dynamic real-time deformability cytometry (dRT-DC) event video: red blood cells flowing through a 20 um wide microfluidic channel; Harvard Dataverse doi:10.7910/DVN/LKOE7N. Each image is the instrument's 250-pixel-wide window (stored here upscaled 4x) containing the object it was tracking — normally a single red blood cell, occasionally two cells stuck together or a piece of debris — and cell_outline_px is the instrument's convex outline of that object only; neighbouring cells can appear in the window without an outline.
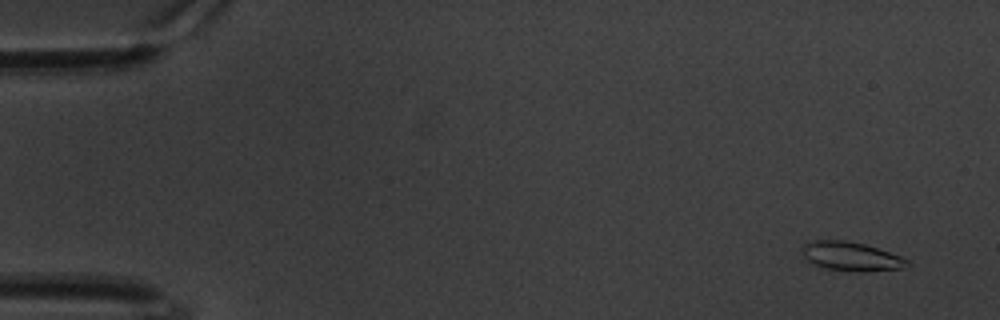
{"species": "common noctule bat (a hibernating species)", "species_latin": "Nyctalus noctula", "temperature_condition": "warm", "stored_images_in_passage": 60, "camera_frame_rate_fps": 3000, "um_per_image_px": 0.085, "animal": {"sex": "male", "body_mass_g": 20.1, "forearm_length_mm": 53.5}, "frame": {"image": 1, "passage_image": 2, "time_ms": 0.333, "image_size_px": [1000, 320], "cell_outline_px": [[912, 264], [904, 268], [860, 272], [856, 272], [828, 268], [812, 264], [804, 256], [804, 244], [816, 240], [844, 240], [864, 244], [900, 256], [908, 260]], "centroid_in_image_um": [72.39, 21.8], "position_along_channel_um": 12.6, "area_um2": 17.46}}
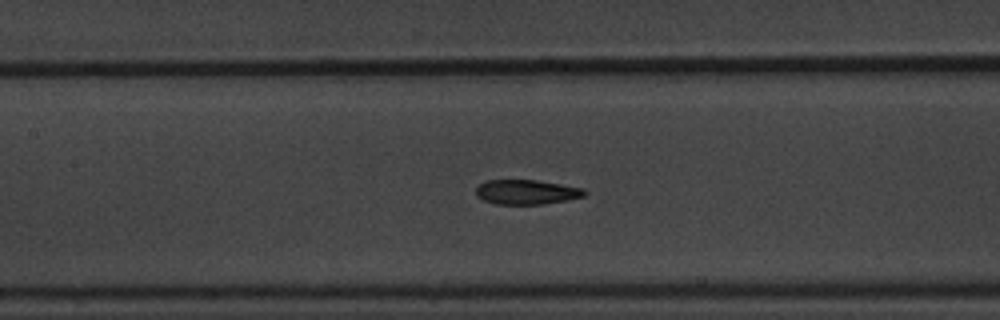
{"frame": {"image": 2, "passage_image": 27, "time_ms": 8.667, "image_size_px": [1000, 320], "cell_outline_px": [[588, 192], [584, 196], [544, 204], [496, 204], [484, 200], [476, 196], [476, 188], [484, 180], [536, 180], [584, 188]], "centroid_in_image_um": [44.74, 16.32], "position_along_channel_um": 162.7, "area_um2": 15.55}}
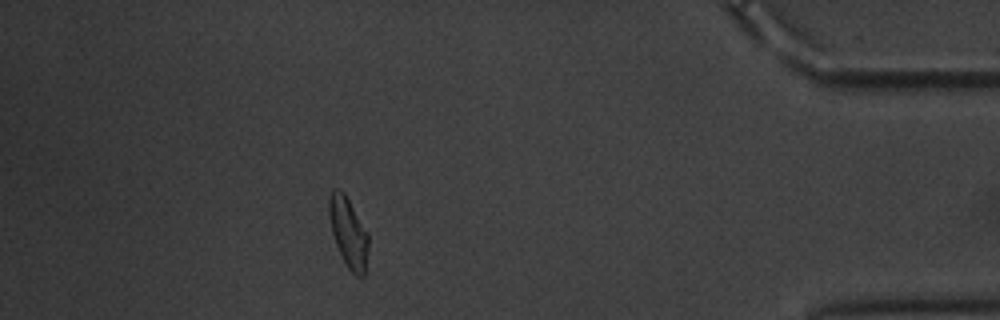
{"frame": {"image": 3, "passage_image": 53, "time_ms": 17.333, "image_size_px": [1000, 320], "cell_outline_px": [[368, 248], [364, 276], [356, 276], [348, 268], [336, 244], [332, 232], [328, 216], [328, 200], [332, 188], [340, 188], [344, 192], [368, 232]], "centroid_in_image_um": [29.6, 19.7], "position_along_channel_um": 405.6, "area_um2": 16.07}, "authors_computed_cell_mechanics": {"area_um2": 16.5019, "velocity_mm_per_s": 3.3217, "shape_relaxation_time_tau1_ms": 5.7781, "shape_relaxation_time_tau2_ms": 1.7956, "deformation_change_tau1": 0.1654, "deformation_change_tau2": 0.0734}}